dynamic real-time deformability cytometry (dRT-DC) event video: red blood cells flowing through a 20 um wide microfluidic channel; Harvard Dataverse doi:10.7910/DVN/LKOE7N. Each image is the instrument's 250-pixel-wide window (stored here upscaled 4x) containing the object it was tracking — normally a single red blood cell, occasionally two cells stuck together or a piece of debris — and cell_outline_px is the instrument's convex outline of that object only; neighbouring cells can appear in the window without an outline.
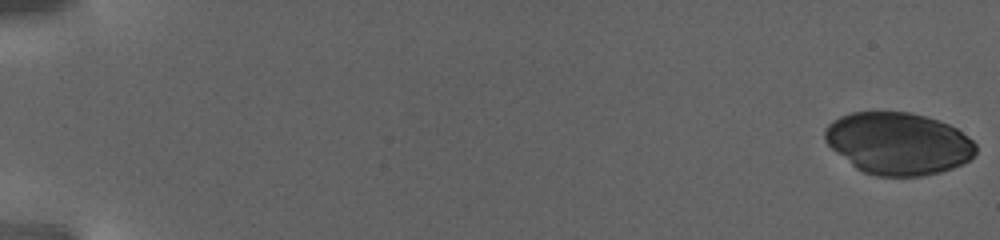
{"species": "human", "species_latin": "Homo sapiens", "temperature_condition": "warm", "stored_images_in_passage": 104, "camera_frame_rate_fps": 3000, "um_per_image_px": 0.085, "donor": {"sex": "female"}, "frame": {"image": 1, "passage_image": 1, "time_ms": 0.0, "image_size_px": [1000, 240], "cell_outline_px": [[976, 152], [968, 160], [952, 168], [940, 172], [924, 176], [876, 176], [864, 172], [856, 168], [836, 152], [824, 140], [824, 132], [828, 124], [832, 120], [840, 116], [852, 112], [908, 112], [924, 116], [948, 124], [956, 128], [968, 136], [976, 144]], "centroid_in_image_um": [76.33, 12.19], "position_along_channel_um": 8.7, "area_um2": 54.51}}
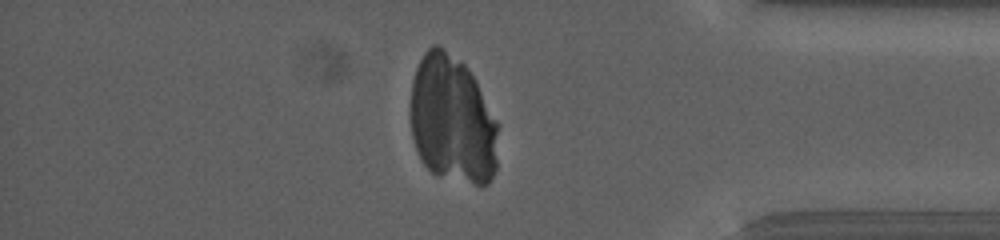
{"frame": {"image": 2, "passage_image": 90, "time_ms": 29.667, "image_size_px": [1000, 240], "cell_outline_px": [[496, 168], [488, 184], [476, 184], [436, 176], [424, 164], [416, 148], [412, 136], [408, 116], [408, 112], [412, 80], [416, 68], [424, 52], [432, 44], [440, 44], [460, 60], [464, 64], [476, 80], [496, 120]], "centroid_in_image_um": [38.39, 10.15], "position_along_channel_um": 396.8, "area_um2": 65.95}}
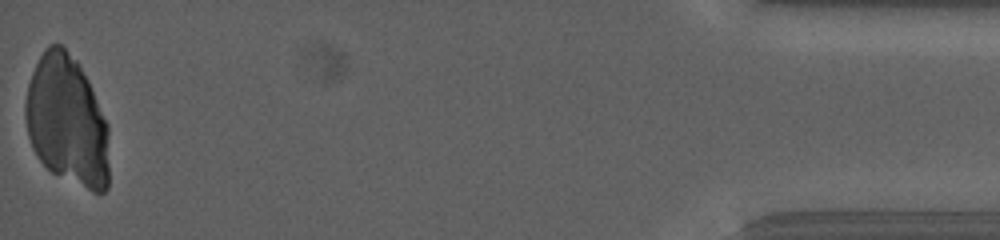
{"frame": {"image": 3, "passage_image": 104, "time_ms": 34.333, "image_size_px": [1000, 240], "cell_outline_px": [[108, 188], [104, 192], [92, 192], [52, 172], [36, 156], [32, 148], [28, 136], [24, 116], [24, 104], [28, 84], [32, 72], [44, 48], [48, 44], [60, 44], [80, 64], [88, 80], [108, 124]], "centroid_in_image_um": [5.68, 10.27], "position_along_channel_um": 429.5, "area_um2": 63.81}}